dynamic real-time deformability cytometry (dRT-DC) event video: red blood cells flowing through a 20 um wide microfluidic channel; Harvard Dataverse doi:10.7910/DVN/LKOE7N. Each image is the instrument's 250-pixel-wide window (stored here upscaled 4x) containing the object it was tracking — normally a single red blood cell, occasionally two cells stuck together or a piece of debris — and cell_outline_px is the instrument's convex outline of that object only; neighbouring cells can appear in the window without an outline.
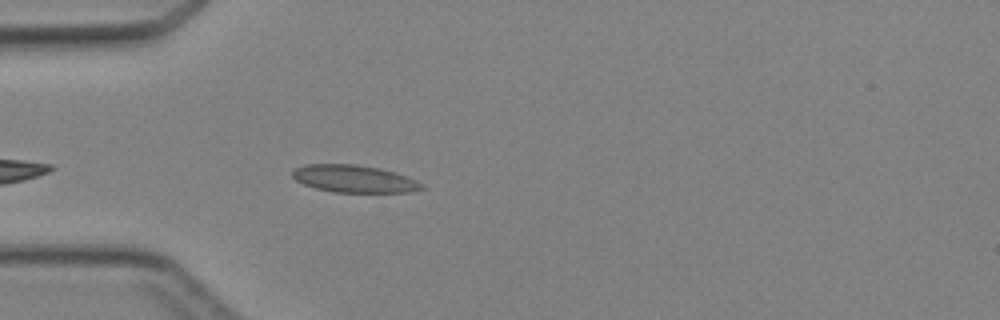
{"species": "Egyptian fruit bat (a non-hibernating species)", "species_latin": "Rousettus aegyptiacus", "temperature_condition": "cold", "stored_images_in_passage": 25, "camera_frame_rate_fps": 3000, "um_per_image_px": 0.085, "animal": {"sex": "female"}, "frame": {"image": 1, "passage_image": 4, "time_ms": 1.0, "image_size_px": [1000, 320], "cell_outline_px": [[424, 188], [408, 192], [332, 192], [316, 188], [304, 184], [296, 180], [292, 176], [292, 172], [296, 168], [304, 164], [356, 164], [380, 168], [396, 172], [408, 176], [424, 184]], "centroid_in_image_um": [30.12, 15.19], "position_along_channel_um": 54.9, "area_um2": 20.69}}
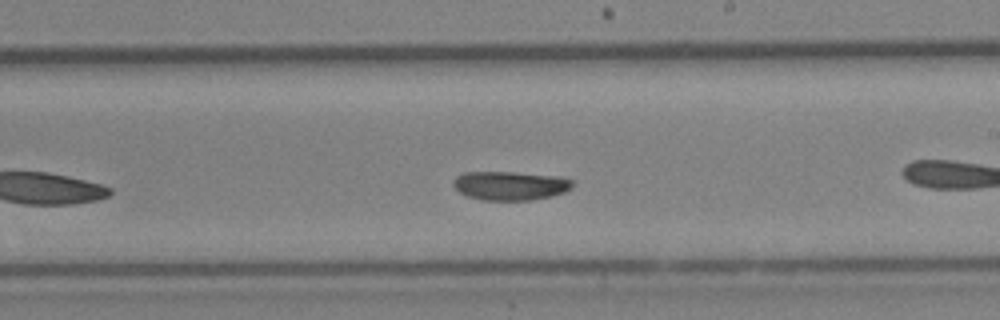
{"frame": {"image": 2, "passage_image": 15, "time_ms": 4.667, "image_size_px": [1000, 320], "cell_outline_px": [[572, 188], [564, 192], [552, 196], [532, 200], [484, 200], [468, 196], [460, 192], [452, 184], [452, 180], [456, 176], [464, 172], [512, 172], [564, 176], [572, 180]], "centroid_in_image_um": [43.39, 15.77], "position_along_channel_um": 245.6, "area_um2": 20.23}}